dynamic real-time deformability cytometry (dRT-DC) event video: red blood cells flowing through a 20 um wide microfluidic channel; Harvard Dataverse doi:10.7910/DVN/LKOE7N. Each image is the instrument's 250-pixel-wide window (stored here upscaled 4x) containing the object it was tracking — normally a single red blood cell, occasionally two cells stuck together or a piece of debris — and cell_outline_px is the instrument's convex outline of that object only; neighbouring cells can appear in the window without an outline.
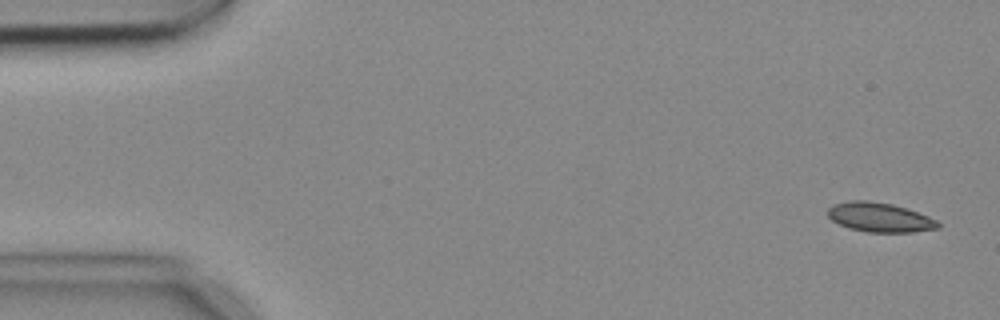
{"species": "common noctule bat (a hibernating species)", "species_latin": "Nyctalus noctula", "temperature_condition": "cold", "stored_images_in_passage": 7, "camera_frame_rate_fps": 3000, "um_per_image_px": 0.085, "animal": {"sex": "female", "body_mass_g": 18.4}, "frame": {"image": 1, "passage_image": 1, "time_ms": 0.0, "image_size_px": [1000, 320], "cell_outline_px": [[940, 228], [912, 232], [868, 232], [848, 228], [832, 220], [828, 216], [828, 208], [832, 204], [852, 200], [868, 200], [892, 204], [928, 216], [936, 220], [940, 224]], "centroid_in_image_um": [74.75, 18.47], "position_along_channel_um": 10.2, "area_um2": 18.79}}
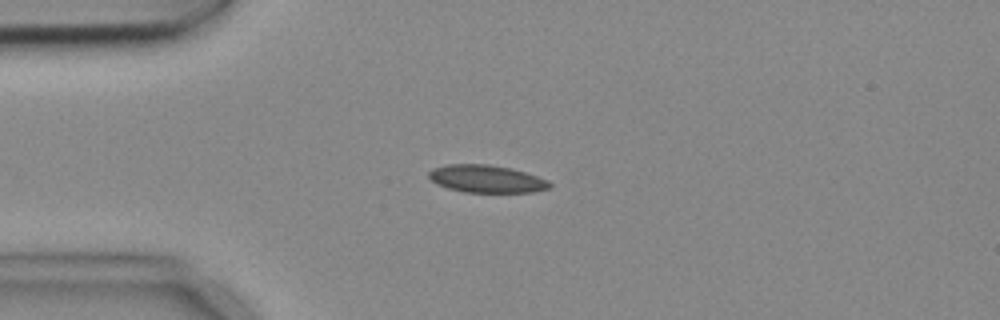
{"frame": {"image": 2, "passage_image": 4, "time_ms": 1.0, "image_size_px": [1000, 320], "cell_outline_px": [[552, 188], [532, 192], [464, 192], [448, 188], [436, 184], [428, 176], [428, 172], [432, 168], [448, 164], [488, 164], [512, 168], [548, 180], [552, 184]], "centroid_in_image_um": [41.35, 15.2], "position_along_channel_um": 43.6, "area_um2": 19.48}}
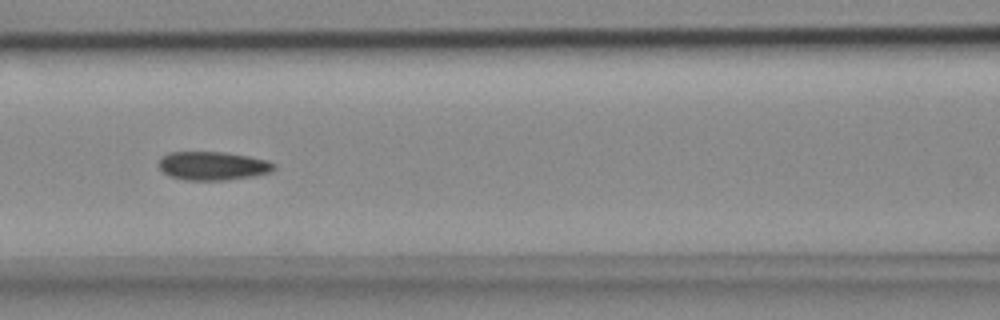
{"frame": {"image": 3, "passage_image": 7, "time_ms": 2.0, "image_size_px": [1000, 320], "cell_outline_px": [[276, 168], [272, 172], [252, 176], [224, 180], [184, 180], [168, 176], [160, 168], [160, 160], [168, 152], [224, 152], [248, 156], [268, 160], [276, 164]], "centroid_in_image_um": [18.12, 14.1], "position_along_channel_um": 148.5, "area_um2": 19.19}}